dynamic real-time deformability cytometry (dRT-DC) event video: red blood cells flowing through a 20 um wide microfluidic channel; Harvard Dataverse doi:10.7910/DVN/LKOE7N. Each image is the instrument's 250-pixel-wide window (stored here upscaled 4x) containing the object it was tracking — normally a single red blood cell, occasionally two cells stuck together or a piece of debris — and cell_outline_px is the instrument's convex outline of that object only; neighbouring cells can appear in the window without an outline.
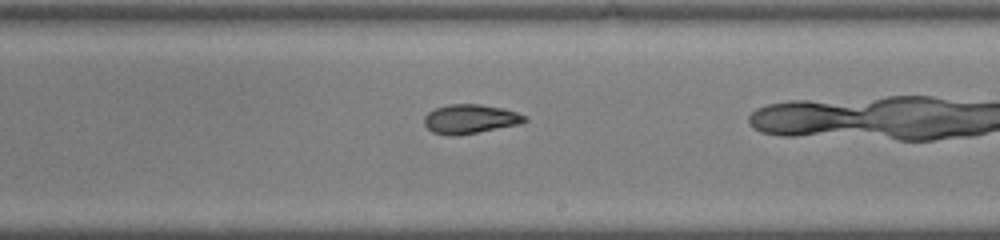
{"species": "common noctule bat (a hibernating species)", "species_latin": "Nyctalus noctula", "temperature_condition": "warm", "stored_images_in_passage": 32, "camera_frame_rate_fps": 3000, "um_per_image_px": 0.085, "animal": {"sex": "male", "body_mass_g": 19.0, "forearm_length_mm": 50.8}, "frame": {"image": 1, "passage_image": 23, "time_ms": 7.333, "image_size_px": [1000, 240], "cell_outline_px": [[528, 120], [520, 124], [456, 136], [452, 136], [432, 132], [424, 124], [424, 116], [428, 112], [436, 108], [448, 104], [480, 104], [500, 108], [516, 112], [528, 116]], "centroid_in_image_um": [39.96, 10.11], "position_along_channel_um": 249.0, "area_um2": 17.05}}
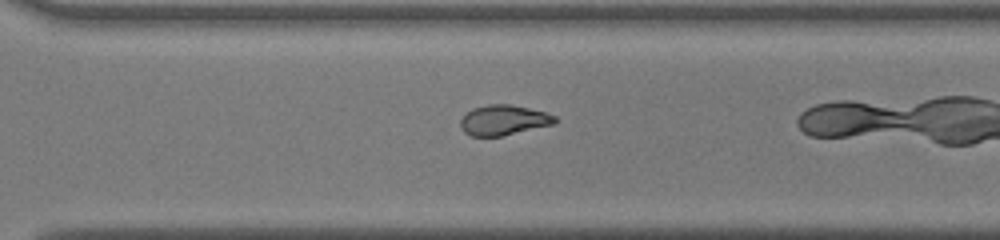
{"frame": {"image": 2, "passage_image": 28, "time_ms": 9.0, "image_size_px": [1000, 240], "cell_outline_px": [[556, 124], [500, 136], [472, 136], [464, 132], [460, 128], [460, 120], [472, 108], [488, 104], [508, 104], [528, 108], [544, 112], [556, 116]], "centroid_in_image_um": [42.8, 10.21], "position_along_channel_um": 327.8, "area_um2": 16.53}}